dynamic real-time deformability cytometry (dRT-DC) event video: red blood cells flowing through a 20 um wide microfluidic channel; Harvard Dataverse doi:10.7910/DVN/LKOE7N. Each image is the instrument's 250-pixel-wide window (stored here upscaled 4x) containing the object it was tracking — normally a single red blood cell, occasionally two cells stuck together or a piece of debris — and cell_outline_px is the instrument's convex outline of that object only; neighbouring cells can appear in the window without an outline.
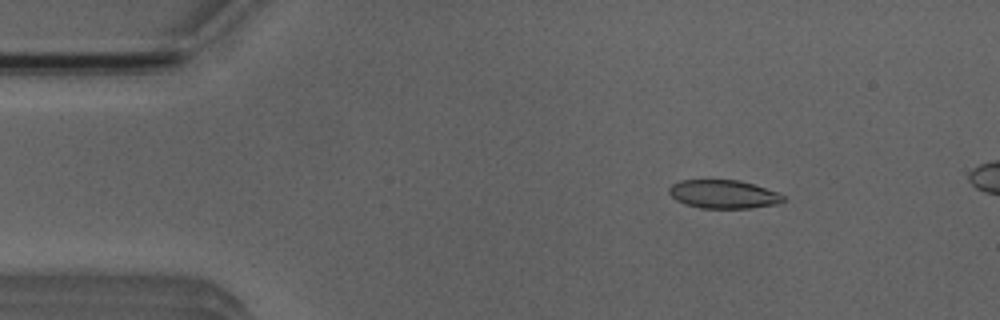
{"species": "Egyptian fruit bat (a non-hibernating species)", "species_latin": "Rousettus aegyptiacus", "temperature_condition": "room temperature", "stored_images_in_passage": 5, "camera_frame_rate_fps": 3000, "um_per_image_px": 0.085, "animal": {"sex": "male"}, "frame": {"image": 1, "passage_image": 1, "time_ms": 0.0, "image_size_px": [1000, 320], "cell_outline_px": [[784, 200], [780, 204], [752, 208], [700, 208], [684, 204], [676, 200], [668, 192], [668, 188], [672, 184], [680, 180], [740, 180], [776, 192], [784, 196]], "centroid_in_image_um": [61.47, 16.51], "position_along_channel_um": 23.5, "area_um2": 18.96}}